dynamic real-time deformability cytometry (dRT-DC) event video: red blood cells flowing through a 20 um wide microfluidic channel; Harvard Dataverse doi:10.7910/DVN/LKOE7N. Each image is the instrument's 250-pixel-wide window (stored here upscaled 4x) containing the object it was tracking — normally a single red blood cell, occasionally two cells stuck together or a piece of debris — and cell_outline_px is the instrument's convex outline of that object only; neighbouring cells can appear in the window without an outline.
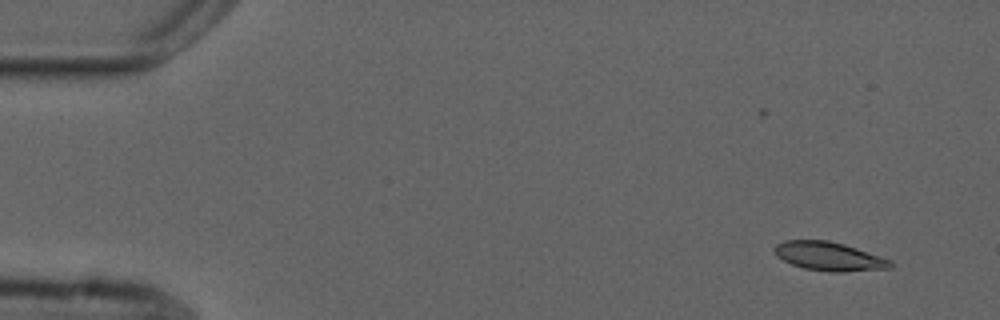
{"species": "common noctule bat (a hibernating species)", "species_latin": "Nyctalus noctula", "temperature_condition": "cold", "stored_images_in_passage": 4, "camera_frame_rate_fps": 3000, "um_per_image_px": 0.085, "animal": {"sex": "male", "forearm_length_mm": 52.5}, "frame": {"image": 1, "passage_image": 1, "time_ms": 0.0, "image_size_px": [1000, 320], "cell_outline_px": [[892, 268], [844, 272], [828, 272], [804, 268], [792, 264], [776, 256], [772, 248], [776, 244], [784, 240], [828, 240], [844, 244], [892, 260]], "centroid_in_image_um": [70.45, 21.79], "position_along_channel_um": 14.5, "area_um2": 19.54}}
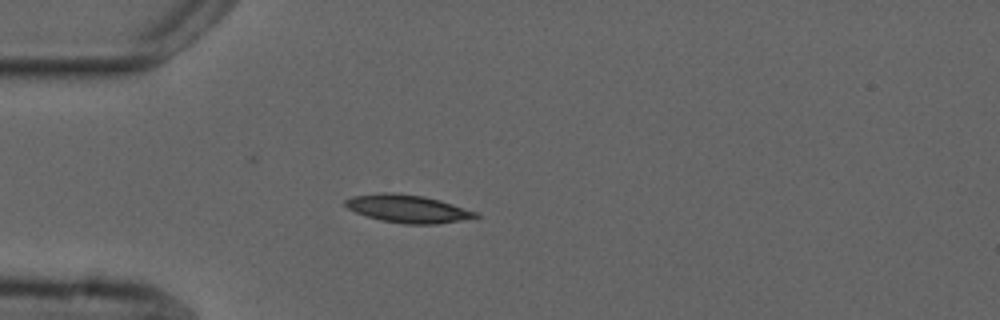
{"frame": {"image": 2, "passage_image": 4, "time_ms": 3.667, "image_size_px": [1000, 320], "cell_outline_px": [[480, 216], [460, 220], [436, 224], [404, 224], [380, 220], [356, 212], [348, 208], [344, 204], [344, 200], [352, 196], [380, 192], [396, 192], [424, 196], [440, 200], [476, 212]], "centroid_in_image_um": [34.61, 17.73], "position_along_channel_um": 50.4, "area_um2": 21.04}}